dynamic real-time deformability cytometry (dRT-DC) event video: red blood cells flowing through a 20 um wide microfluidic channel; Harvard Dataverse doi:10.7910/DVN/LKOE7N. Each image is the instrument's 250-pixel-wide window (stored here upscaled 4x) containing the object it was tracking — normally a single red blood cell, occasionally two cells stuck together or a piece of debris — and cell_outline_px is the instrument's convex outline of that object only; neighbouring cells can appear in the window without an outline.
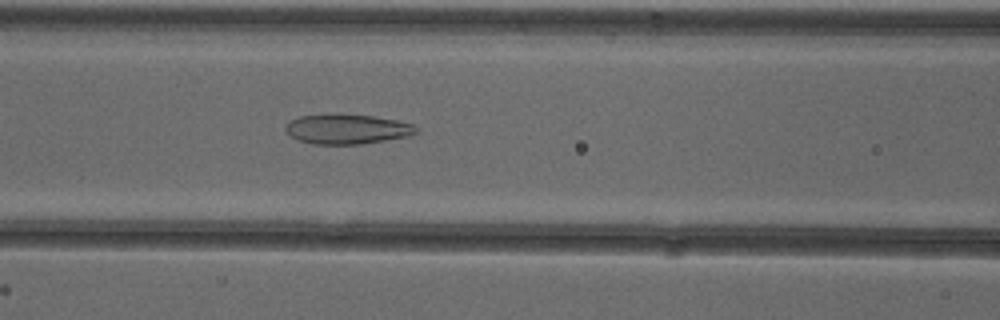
{"species": "common noctule bat (a hibernating species)", "species_latin": "Nyctalus noctula", "temperature_condition": "cold", "stored_images_in_passage": 45, "camera_frame_rate_fps": 3000, "um_per_image_px": 0.085, "animal": {"sex": "female"}, "frame": {"image": 1, "passage_image": 22, "time_ms": 7.0, "image_size_px": [1000, 320], "cell_outline_px": [[416, 132], [408, 136], [360, 144], [312, 144], [296, 140], [284, 128], [292, 120], [300, 116], [336, 112], [372, 116], [396, 120], [412, 124], [416, 128]], "centroid_in_image_um": [29.46, 10.95], "position_along_channel_um": 137.1, "area_um2": 22.77}}
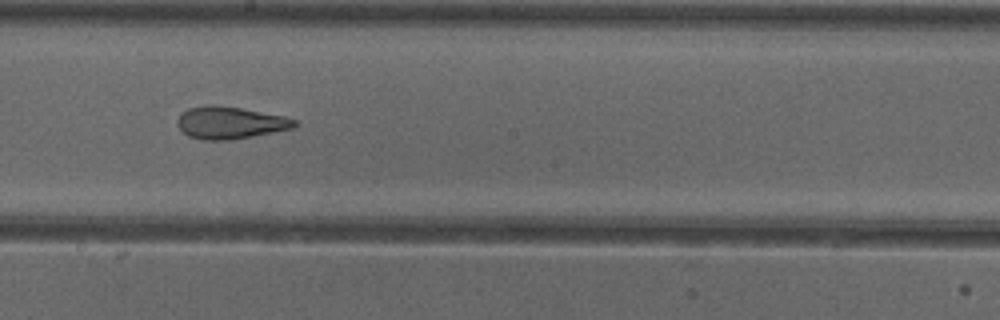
{"frame": {"image": 2, "passage_image": 29, "time_ms": 9.333, "image_size_px": [1000, 320], "cell_outline_px": [[300, 124], [296, 128], [232, 140], [204, 140], [188, 136], [176, 124], [176, 120], [180, 112], [188, 108], [204, 104], [208, 104], [240, 108], [284, 116], [296, 120]], "centroid_in_image_um": [19.56, 10.43], "position_along_channel_um": 228.6, "area_um2": 22.31}}
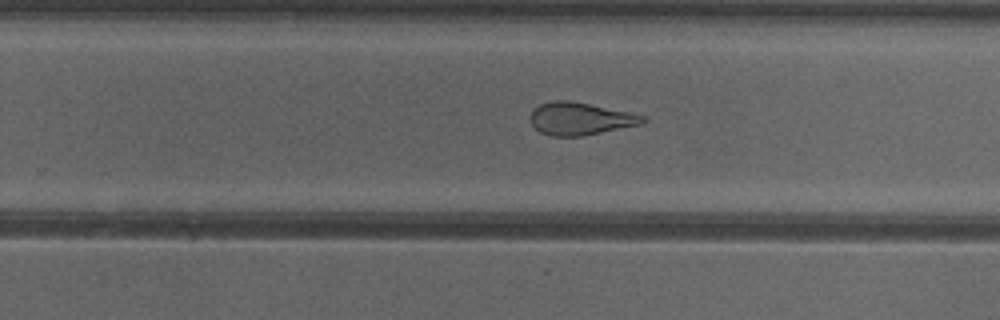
{"frame": {"image": 3, "passage_image": 33, "time_ms": 10.667, "image_size_px": [1000, 320], "cell_outline_px": [[648, 120], [644, 124], [580, 136], [552, 136], [540, 132], [528, 120], [528, 116], [532, 108], [540, 104], [552, 100], [568, 100], [628, 112], [644, 116]], "centroid_in_image_um": [49.27, 10.09], "position_along_channel_um": 280.5, "area_um2": 21.39}, "authors_computed_cell_mechanics": {"area_um2": 24.7962, "velocity_mm_per_s": 3.9256, "shape_relaxation_time_tau1_ms": null, "shape_relaxation_time_tau2_ms": 1.9841, "deformation_change_tau1": null, "deformation_change_tau2": 0.1127}}